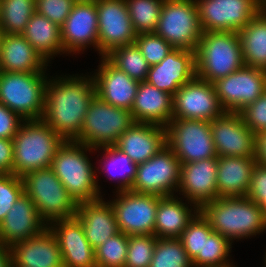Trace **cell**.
I'll return each mask as SVG.
<instances>
[{"mask_svg": "<svg viewBox=\"0 0 266 267\" xmlns=\"http://www.w3.org/2000/svg\"><path fill=\"white\" fill-rule=\"evenodd\" d=\"M61 39L66 54L84 51L93 45L98 51V11L96 2H75L61 26Z\"/></svg>", "mask_w": 266, "mask_h": 267, "instance_id": "d6986e66", "label": "cell"}, {"mask_svg": "<svg viewBox=\"0 0 266 267\" xmlns=\"http://www.w3.org/2000/svg\"><path fill=\"white\" fill-rule=\"evenodd\" d=\"M48 227L57 238L64 267H97L95 250L87 241L83 226L75 216L54 220Z\"/></svg>", "mask_w": 266, "mask_h": 267, "instance_id": "44dd1931", "label": "cell"}, {"mask_svg": "<svg viewBox=\"0 0 266 267\" xmlns=\"http://www.w3.org/2000/svg\"><path fill=\"white\" fill-rule=\"evenodd\" d=\"M134 43L149 66L160 63L175 48L155 32L137 34Z\"/></svg>", "mask_w": 266, "mask_h": 267, "instance_id": "60d3db41", "label": "cell"}, {"mask_svg": "<svg viewBox=\"0 0 266 267\" xmlns=\"http://www.w3.org/2000/svg\"><path fill=\"white\" fill-rule=\"evenodd\" d=\"M256 163L255 156L218 157V197L246 196L250 185L251 173Z\"/></svg>", "mask_w": 266, "mask_h": 267, "instance_id": "f1b7e54d", "label": "cell"}, {"mask_svg": "<svg viewBox=\"0 0 266 267\" xmlns=\"http://www.w3.org/2000/svg\"><path fill=\"white\" fill-rule=\"evenodd\" d=\"M195 77V51L174 49L160 63L149 67L146 81L174 96L181 86Z\"/></svg>", "mask_w": 266, "mask_h": 267, "instance_id": "ffe728a7", "label": "cell"}, {"mask_svg": "<svg viewBox=\"0 0 266 267\" xmlns=\"http://www.w3.org/2000/svg\"><path fill=\"white\" fill-rule=\"evenodd\" d=\"M47 64L22 34H3L0 47V71L45 72Z\"/></svg>", "mask_w": 266, "mask_h": 267, "instance_id": "83f0119b", "label": "cell"}, {"mask_svg": "<svg viewBox=\"0 0 266 267\" xmlns=\"http://www.w3.org/2000/svg\"><path fill=\"white\" fill-rule=\"evenodd\" d=\"M218 157L255 156L256 135L243 122L239 112H224L210 122Z\"/></svg>", "mask_w": 266, "mask_h": 267, "instance_id": "e0dca14e", "label": "cell"}, {"mask_svg": "<svg viewBox=\"0 0 266 267\" xmlns=\"http://www.w3.org/2000/svg\"><path fill=\"white\" fill-rule=\"evenodd\" d=\"M149 267H192L179 238H157Z\"/></svg>", "mask_w": 266, "mask_h": 267, "instance_id": "74e56055", "label": "cell"}, {"mask_svg": "<svg viewBox=\"0 0 266 267\" xmlns=\"http://www.w3.org/2000/svg\"><path fill=\"white\" fill-rule=\"evenodd\" d=\"M255 158L258 164L266 167V131L256 135Z\"/></svg>", "mask_w": 266, "mask_h": 267, "instance_id": "681fc988", "label": "cell"}, {"mask_svg": "<svg viewBox=\"0 0 266 267\" xmlns=\"http://www.w3.org/2000/svg\"><path fill=\"white\" fill-rule=\"evenodd\" d=\"M181 162L166 144L152 158L137 165L131 191L173 196L180 184Z\"/></svg>", "mask_w": 266, "mask_h": 267, "instance_id": "8fae6325", "label": "cell"}, {"mask_svg": "<svg viewBox=\"0 0 266 267\" xmlns=\"http://www.w3.org/2000/svg\"><path fill=\"white\" fill-rule=\"evenodd\" d=\"M0 267H12L10 248L0 242Z\"/></svg>", "mask_w": 266, "mask_h": 267, "instance_id": "f907efd6", "label": "cell"}, {"mask_svg": "<svg viewBox=\"0 0 266 267\" xmlns=\"http://www.w3.org/2000/svg\"><path fill=\"white\" fill-rule=\"evenodd\" d=\"M0 18H1V0H0Z\"/></svg>", "mask_w": 266, "mask_h": 267, "instance_id": "6f0895ef", "label": "cell"}, {"mask_svg": "<svg viewBox=\"0 0 266 267\" xmlns=\"http://www.w3.org/2000/svg\"><path fill=\"white\" fill-rule=\"evenodd\" d=\"M94 148L75 141H64L51 163L56 176L77 203L100 199L102 196L96 170L85 154ZM85 151V152H84Z\"/></svg>", "mask_w": 266, "mask_h": 267, "instance_id": "277c9868", "label": "cell"}, {"mask_svg": "<svg viewBox=\"0 0 266 267\" xmlns=\"http://www.w3.org/2000/svg\"><path fill=\"white\" fill-rule=\"evenodd\" d=\"M12 267H64L59 243L47 227L42 233L10 247Z\"/></svg>", "mask_w": 266, "mask_h": 267, "instance_id": "603a6c76", "label": "cell"}, {"mask_svg": "<svg viewBox=\"0 0 266 267\" xmlns=\"http://www.w3.org/2000/svg\"><path fill=\"white\" fill-rule=\"evenodd\" d=\"M94 73L95 95L117 108L131 111L139 82L119 70L106 57Z\"/></svg>", "mask_w": 266, "mask_h": 267, "instance_id": "7402d4cb", "label": "cell"}, {"mask_svg": "<svg viewBox=\"0 0 266 267\" xmlns=\"http://www.w3.org/2000/svg\"><path fill=\"white\" fill-rule=\"evenodd\" d=\"M166 144L181 164L218 158L209 121L172 118L166 126Z\"/></svg>", "mask_w": 266, "mask_h": 267, "instance_id": "30bf717a", "label": "cell"}, {"mask_svg": "<svg viewBox=\"0 0 266 267\" xmlns=\"http://www.w3.org/2000/svg\"><path fill=\"white\" fill-rule=\"evenodd\" d=\"M156 240L155 235H128V251L124 267H149Z\"/></svg>", "mask_w": 266, "mask_h": 267, "instance_id": "ab89813d", "label": "cell"}, {"mask_svg": "<svg viewBox=\"0 0 266 267\" xmlns=\"http://www.w3.org/2000/svg\"><path fill=\"white\" fill-rule=\"evenodd\" d=\"M134 123L131 111L112 106L95 95L89 103L82 129L73 141L94 149L113 146Z\"/></svg>", "mask_w": 266, "mask_h": 267, "instance_id": "ba28073f", "label": "cell"}, {"mask_svg": "<svg viewBox=\"0 0 266 267\" xmlns=\"http://www.w3.org/2000/svg\"><path fill=\"white\" fill-rule=\"evenodd\" d=\"M262 6L264 9H266V0H262Z\"/></svg>", "mask_w": 266, "mask_h": 267, "instance_id": "9f6ffc18", "label": "cell"}, {"mask_svg": "<svg viewBox=\"0 0 266 267\" xmlns=\"http://www.w3.org/2000/svg\"><path fill=\"white\" fill-rule=\"evenodd\" d=\"M196 77L215 82L244 66L238 32H203L195 50Z\"/></svg>", "mask_w": 266, "mask_h": 267, "instance_id": "5b68a950", "label": "cell"}, {"mask_svg": "<svg viewBox=\"0 0 266 267\" xmlns=\"http://www.w3.org/2000/svg\"><path fill=\"white\" fill-rule=\"evenodd\" d=\"M213 232L212 227L200 212L182 232L179 239L191 260L192 267H203L204 238L209 237Z\"/></svg>", "mask_w": 266, "mask_h": 267, "instance_id": "836d02e7", "label": "cell"}, {"mask_svg": "<svg viewBox=\"0 0 266 267\" xmlns=\"http://www.w3.org/2000/svg\"><path fill=\"white\" fill-rule=\"evenodd\" d=\"M98 149H103L105 152V156L103 157H105L104 159L106 161L103 164V172L107 171V177L110 175V179L113 180L115 178L116 180L117 178L119 180L118 182L120 184L119 186H117V191L131 190V186L136 177L137 165L126 154L122 153L114 145L95 148V150ZM112 169L114 170V172Z\"/></svg>", "mask_w": 266, "mask_h": 267, "instance_id": "d6a6232c", "label": "cell"}, {"mask_svg": "<svg viewBox=\"0 0 266 267\" xmlns=\"http://www.w3.org/2000/svg\"><path fill=\"white\" fill-rule=\"evenodd\" d=\"M238 34L244 66L266 70V9L262 8Z\"/></svg>", "mask_w": 266, "mask_h": 267, "instance_id": "1f68e13d", "label": "cell"}, {"mask_svg": "<svg viewBox=\"0 0 266 267\" xmlns=\"http://www.w3.org/2000/svg\"><path fill=\"white\" fill-rule=\"evenodd\" d=\"M164 0H126L136 34L155 32Z\"/></svg>", "mask_w": 266, "mask_h": 267, "instance_id": "8d00e7d4", "label": "cell"}, {"mask_svg": "<svg viewBox=\"0 0 266 267\" xmlns=\"http://www.w3.org/2000/svg\"><path fill=\"white\" fill-rule=\"evenodd\" d=\"M22 35L47 63L52 56L65 53L61 27L37 12L30 18Z\"/></svg>", "mask_w": 266, "mask_h": 267, "instance_id": "4dcf8cb0", "label": "cell"}, {"mask_svg": "<svg viewBox=\"0 0 266 267\" xmlns=\"http://www.w3.org/2000/svg\"><path fill=\"white\" fill-rule=\"evenodd\" d=\"M94 250L97 267H124L128 251V235L119 231Z\"/></svg>", "mask_w": 266, "mask_h": 267, "instance_id": "f35d334b", "label": "cell"}, {"mask_svg": "<svg viewBox=\"0 0 266 267\" xmlns=\"http://www.w3.org/2000/svg\"><path fill=\"white\" fill-rule=\"evenodd\" d=\"M239 113L243 122L255 135L266 131V91Z\"/></svg>", "mask_w": 266, "mask_h": 267, "instance_id": "ee69618b", "label": "cell"}, {"mask_svg": "<svg viewBox=\"0 0 266 267\" xmlns=\"http://www.w3.org/2000/svg\"><path fill=\"white\" fill-rule=\"evenodd\" d=\"M116 192V199L109 202L119 231L126 235H154L156 210L162 197L131 190Z\"/></svg>", "mask_w": 266, "mask_h": 267, "instance_id": "4fadbf2b", "label": "cell"}, {"mask_svg": "<svg viewBox=\"0 0 266 267\" xmlns=\"http://www.w3.org/2000/svg\"><path fill=\"white\" fill-rule=\"evenodd\" d=\"M165 145L166 127L135 122L114 146L139 165L152 158Z\"/></svg>", "mask_w": 266, "mask_h": 267, "instance_id": "d4e9b609", "label": "cell"}, {"mask_svg": "<svg viewBox=\"0 0 266 267\" xmlns=\"http://www.w3.org/2000/svg\"><path fill=\"white\" fill-rule=\"evenodd\" d=\"M75 0H36V12L61 27L70 14Z\"/></svg>", "mask_w": 266, "mask_h": 267, "instance_id": "f6af8a7d", "label": "cell"}, {"mask_svg": "<svg viewBox=\"0 0 266 267\" xmlns=\"http://www.w3.org/2000/svg\"><path fill=\"white\" fill-rule=\"evenodd\" d=\"M36 0H1L0 27L4 34H22L36 12Z\"/></svg>", "mask_w": 266, "mask_h": 267, "instance_id": "e575fe53", "label": "cell"}, {"mask_svg": "<svg viewBox=\"0 0 266 267\" xmlns=\"http://www.w3.org/2000/svg\"><path fill=\"white\" fill-rule=\"evenodd\" d=\"M199 212L214 232L233 239L248 238L266 230L260 206L247 196L218 197L203 204Z\"/></svg>", "mask_w": 266, "mask_h": 267, "instance_id": "7a4b0ae2", "label": "cell"}, {"mask_svg": "<svg viewBox=\"0 0 266 267\" xmlns=\"http://www.w3.org/2000/svg\"><path fill=\"white\" fill-rule=\"evenodd\" d=\"M0 174H13V140L0 138Z\"/></svg>", "mask_w": 266, "mask_h": 267, "instance_id": "c3c4849f", "label": "cell"}, {"mask_svg": "<svg viewBox=\"0 0 266 267\" xmlns=\"http://www.w3.org/2000/svg\"><path fill=\"white\" fill-rule=\"evenodd\" d=\"M217 168L218 158L181 164L180 190L177 191L182 192L194 209L218 198Z\"/></svg>", "mask_w": 266, "mask_h": 267, "instance_id": "ac0fdd59", "label": "cell"}, {"mask_svg": "<svg viewBox=\"0 0 266 267\" xmlns=\"http://www.w3.org/2000/svg\"><path fill=\"white\" fill-rule=\"evenodd\" d=\"M22 181L24 193L33 201L47 225L54 220L75 216L78 203L51 167L28 172L22 176Z\"/></svg>", "mask_w": 266, "mask_h": 267, "instance_id": "8992f818", "label": "cell"}, {"mask_svg": "<svg viewBox=\"0 0 266 267\" xmlns=\"http://www.w3.org/2000/svg\"><path fill=\"white\" fill-rule=\"evenodd\" d=\"M94 96L93 75L53 77L45 87V107L41 119L62 139L73 141L82 129Z\"/></svg>", "mask_w": 266, "mask_h": 267, "instance_id": "6da1fadb", "label": "cell"}, {"mask_svg": "<svg viewBox=\"0 0 266 267\" xmlns=\"http://www.w3.org/2000/svg\"><path fill=\"white\" fill-rule=\"evenodd\" d=\"M75 217L82 224L85 237L94 249L119 232L113 207L103 198L78 203Z\"/></svg>", "mask_w": 266, "mask_h": 267, "instance_id": "484cf974", "label": "cell"}, {"mask_svg": "<svg viewBox=\"0 0 266 267\" xmlns=\"http://www.w3.org/2000/svg\"><path fill=\"white\" fill-rule=\"evenodd\" d=\"M214 267H235V266H233L232 263H228V264L223 265V266H214Z\"/></svg>", "mask_w": 266, "mask_h": 267, "instance_id": "db71d44e", "label": "cell"}, {"mask_svg": "<svg viewBox=\"0 0 266 267\" xmlns=\"http://www.w3.org/2000/svg\"><path fill=\"white\" fill-rule=\"evenodd\" d=\"M213 85L222 108L240 112L266 91V70L243 66Z\"/></svg>", "mask_w": 266, "mask_h": 267, "instance_id": "5bb4252c", "label": "cell"}, {"mask_svg": "<svg viewBox=\"0 0 266 267\" xmlns=\"http://www.w3.org/2000/svg\"><path fill=\"white\" fill-rule=\"evenodd\" d=\"M76 2H96V1H99V0H75Z\"/></svg>", "mask_w": 266, "mask_h": 267, "instance_id": "f5cc1de1", "label": "cell"}, {"mask_svg": "<svg viewBox=\"0 0 266 267\" xmlns=\"http://www.w3.org/2000/svg\"><path fill=\"white\" fill-rule=\"evenodd\" d=\"M13 140V174L51 167L56 150L65 141L42 119L22 121Z\"/></svg>", "mask_w": 266, "mask_h": 267, "instance_id": "3957f363", "label": "cell"}, {"mask_svg": "<svg viewBox=\"0 0 266 267\" xmlns=\"http://www.w3.org/2000/svg\"><path fill=\"white\" fill-rule=\"evenodd\" d=\"M224 112L213 83L198 77L181 86L173 96L172 118L211 122Z\"/></svg>", "mask_w": 266, "mask_h": 267, "instance_id": "2e32d148", "label": "cell"}, {"mask_svg": "<svg viewBox=\"0 0 266 267\" xmlns=\"http://www.w3.org/2000/svg\"><path fill=\"white\" fill-rule=\"evenodd\" d=\"M263 211L264 218L266 219V194H262V200L258 203Z\"/></svg>", "mask_w": 266, "mask_h": 267, "instance_id": "816d5d0a", "label": "cell"}, {"mask_svg": "<svg viewBox=\"0 0 266 267\" xmlns=\"http://www.w3.org/2000/svg\"><path fill=\"white\" fill-rule=\"evenodd\" d=\"M98 11V52L105 57L113 49L133 44L136 39L126 0L96 1Z\"/></svg>", "mask_w": 266, "mask_h": 267, "instance_id": "9a60e30c", "label": "cell"}, {"mask_svg": "<svg viewBox=\"0 0 266 267\" xmlns=\"http://www.w3.org/2000/svg\"><path fill=\"white\" fill-rule=\"evenodd\" d=\"M155 33L175 49L195 51L203 33L195 0H164Z\"/></svg>", "mask_w": 266, "mask_h": 267, "instance_id": "9c48e42d", "label": "cell"}, {"mask_svg": "<svg viewBox=\"0 0 266 267\" xmlns=\"http://www.w3.org/2000/svg\"><path fill=\"white\" fill-rule=\"evenodd\" d=\"M186 204L174 195L162 197L159 200L154 226V235L157 238H179L181 236L188 223L199 212V209H194V211L192 208L189 209V205Z\"/></svg>", "mask_w": 266, "mask_h": 267, "instance_id": "f546056e", "label": "cell"}, {"mask_svg": "<svg viewBox=\"0 0 266 267\" xmlns=\"http://www.w3.org/2000/svg\"><path fill=\"white\" fill-rule=\"evenodd\" d=\"M131 113L136 123L166 127L172 120L173 95L157 89L147 81L139 82Z\"/></svg>", "mask_w": 266, "mask_h": 267, "instance_id": "4316f807", "label": "cell"}, {"mask_svg": "<svg viewBox=\"0 0 266 267\" xmlns=\"http://www.w3.org/2000/svg\"><path fill=\"white\" fill-rule=\"evenodd\" d=\"M45 73L0 71V102L23 120L41 119L48 82Z\"/></svg>", "mask_w": 266, "mask_h": 267, "instance_id": "52a82bcc", "label": "cell"}, {"mask_svg": "<svg viewBox=\"0 0 266 267\" xmlns=\"http://www.w3.org/2000/svg\"><path fill=\"white\" fill-rule=\"evenodd\" d=\"M21 121L25 120L0 102V138L13 139Z\"/></svg>", "mask_w": 266, "mask_h": 267, "instance_id": "bcb514c9", "label": "cell"}, {"mask_svg": "<svg viewBox=\"0 0 266 267\" xmlns=\"http://www.w3.org/2000/svg\"><path fill=\"white\" fill-rule=\"evenodd\" d=\"M262 194H266V167L256 163L246 196L258 204L262 200Z\"/></svg>", "mask_w": 266, "mask_h": 267, "instance_id": "7dc6e473", "label": "cell"}, {"mask_svg": "<svg viewBox=\"0 0 266 267\" xmlns=\"http://www.w3.org/2000/svg\"><path fill=\"white\" fill-rule=\"evenodd\" d=\"M23 193L22 177L15 174H0V223Z\"/></svg>", "mask_w": 266, "mask_h": 267, "instance_id": "7bdbcfd3", "label": "cell"}, {"mask_svg": "<svg viewBox=\"0 0 266 267\" xmlns=\"http://www.w3.org/2000/svg\"><path fill=\"white\" fill-rule=\"evenodd\" d=\"M47 227L33 201L23 193L0 223V242L10 248L14 243L42 233Z\"/></svg>", "mask_w": 266, "mask_h": 267, "instance_id": "cb8c5ba5", "label": "cell"}, {"mask_svg": "<svg viewBox=\"0 0 266 267\" xmlns=\"http://www.w3.org/2000/svg\"><path fill=\"white\" fill-rule=\"evenodd\" d=\"M105 57L133 80L146 81L150 66L135 43L115 48Z\"/></svg>", "mask_w": 266, "mask_h": 267, "instance_id": "d590c367", "label": "cell"}, {"mask_svg": "<svg viewBox=\"0 0 266 267\" xmlns=\"http://www.w3.org/2000/svg\"><path fill=\"white\" fill-rule=\"evenodd\" d=\"M3 30L2 28L0 27V47H1V41H2V37H3Z\"/></svg>", "mask_w": 266, "mask_h": 267, "instance_id": "11a10c76", "label": "cell"}, {"mask_svg": "<svg viewBox=\"0 0 266 267\" xmlns=\"http://www.w3.org/2000/svg\"><path fill=\"white\" fill-rule=\"evenodd\" d=\"M232 243L228 238L213 232L204 238L203 267L223 266L230 263L227 259Z\"/></svg>", "mask_w": 266, "mask_h": 267, "instance_id": "b9f144b4", "label": "cell"}, {"mask_svg": "<svg viewBox=\"0 0 266 267\" xmlns=\"http://www.w3.org/2000/svg\"><path fill=\"white\" fill-rule=\"evenodd\" d=\"M203 32H239L263 8L262 0H195Z\"/></svg>", "mask_w": 266, "mask_h": 267, "instance_id": "7c38bea8", "label": "cell"}]
</instances>
